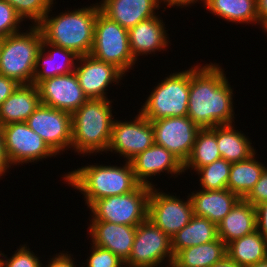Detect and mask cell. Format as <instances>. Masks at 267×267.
Wrapping results in <instances>:
<instances>
[{"mask_svg":"<svg viewBox=\"0 0 267 267\" xmlns=\"http://www.w3.org/2000/svg\"><path fill=\"white\" fill-rule=\"evenodd\" d=\"M11 165L6 154L4 139H3V132L2 126L0 125V179L2 176L6 175L8 169L10 170Z\"/></svg>","mask_w":267,"mask_h":267,"instance_id":"cell-41","label":"cell"},{"mask_svg":"<svg viewBox=\"0 0 267 267\" xmlns=\"http://www.w3.org/2000/svg\"><path fill=\"white\" fill-rule=\"evenodd\" d=\"M186 197L187 200H184L180 196L160 191V188L151 187L147 218L172 238L194 216L191 197L189 194Z\"/></svg>","mask_w":267,"mask_h":267,"instance_id":"cell-10","label":"cell"},{"mask_svg":"<svg viewBox=\"0 0 267 267\" xmlns=\"http://www.w3.org/2000/svg\"><path fill=\"white\" fill-rule=\"evenodd\" d=\"M111 99H88L72 113L71 149L78 155L106 153L114 116Z\"/></svg>","mask_w":267,"mask_h":267,"instance_id":"cell-4","label":"cell"},{"mask_svg":"<svg viewBox=\"0 0 267 267\" xmlns=\"http://www.w3.org/2000/svg\"><path fill=\"white\" fill-rule=\"evenodd\" d=\"M90 54L98 60L115 65L125 75L134 69L137 62L130 51L128 29L112 21L101 11L96 18L94 44Z\"/></svg>","mask_w":267,"mask_h":267,"instance_id":"cell-8","label":"cell"},{"mask_svg":"<svg viewBox=\"0 0 267 267\" xmlns=\"http://www.w3.org/2000/svg\"><path fill=\"white\" fill-rule=\"evenodd\" d=\"M256 156L255 153L246 160L231 164L227 189L240 199H244L250 193L267 166L258 161Z\"/></svg>","mask_w":267,"mask_h":267,"instance_id":"cell-28","label":"cell"},{"mask_svg":"<svg viewBox=\"0 0 267 267\" xmlns=\"http://www.w3.org/2000/svg\"><path fill=\"white\" fill-rule=\"evenodd\" d=\"M0 251V267H42L40 257L31 251L29 245L20 244L19 248L8 258V255ZM2 257V258H1ZM4 257V258H3Z\"/></svg>","mask_w":267,"mask_h":267,"instance_id":"cell-34","label":"cell"},{"mask_svg":"<svg viewBox=\"0 0 267 267\" xmlns=\"http://www.w3.org/2000/svg\"><path fill=\"white\" fill-rule=\"evenodd\" d=\"M150 191L151 187L140 184L130 193L98 199L88 208L89 219L138 226L147 219Z\"/></svg>","mask_w":267,"mask_h":267,"instance_id":"cell-7","label":"cell"},{"mask_svg":"<svg viewBox=\"0 0 267 267\" xmlns=\"http://www.w3.org/2000/svg\"><path fill=\"white\" fill-rule=\"evenodd\" d=\"M227 255V245L218 237L211 242L192 246L174 255L173 267H210Z\"/></svg>","mask_w":267,"mask_h":267,"instance_id":"cell-26","label":"cell"},{"mask_svg":"<svg viewBox=\"0 0 267 267\" xmlns=\"http://www.w3.org/2000/svg\"><path fill=\"white\" fill-rule=\"evenodd\" d=\"M37 88L41 104L71 114L88 100L75 72L41 81Z\"/></svg>","mask_w":267,"mask_h":267,"instance_id":"cell-16","label":"cell"},{"mask_svg":"<svg viewBox=\"0 0 267 267\" xmlns=\"http://www.w3.org/2000/svg\"><path fill=\"white\" fill-rule=\"evenodd\" d=\"M210 267H240L228 255H226L220 262L214 263Z\"/></svg>","mask_w":267,"mask_h":267,"instance_id":"cell-44","label":"cell"},{"mask_svg":"<svg viewBox=\"0 0 267 267\" xmlns=\"http://www.w3.org/2000/svg\"><path fill=\"white\" fill-rule=\"evenodd\" d=\"M262 30L264 29L263 32L267 33V21H265L262 25H261Z\"/></svg>","mask_w":267,"mask_h":267,"instance_id":"cell-46","label":"cell"},{"mask_svg":"<svg viewBox=\"0 0 267 267\" xmlns=\"http://www.w3.org/2000/svg\"><path fill=\"white\" fill-rule=\"evenodd\" d=\"M78 58L74 51L42 40L41 49L36 57L32 84L37 86L46 79L74 72Z\"/></svg>","mask_w":267,"mask_h":267,"instance_id":"cell-21","label":"cell"},{"mask_svg":"<svg viewBox=\"0 0 267 267\" xmlns=\"http://www.w3.org/2000/svg\"><path fill=\"white\" fill-rule=\"evenodd\" d=\"M256 11L258 17V25L267 21V0H256Z\"/></svg>","mask_w":267,"mask_h":267,"instance_id":"cell-43","label":"cell"},{"mask_svg":"<svg viewBox=\"0 0 267 267\" xmlns=\"http://www.w3.org/2000/svg\"><path fill=\"white\" fill-rule=\"evenodd\" d=\"M154 144L153 126L139 111L133 121L114 119L111 140L106 154L111 152L131 161Z\"/></svg>","mask_w":267,"mask_h":267,"instance_id":"cell-13","label":"cell"},{"mask_svg":"<svg viewBox=\"0 0 267 267\" xmlns=\"http://www.w3.org/2000/svg\"><path fill=\"white\" fill-rule=\"evenodd\" d=\"M130 162L136 180L149 187H157L149 180H152L154 176L162 175L160 173L171 174V177L173 175L178 177L184 173L182 162L163 146L155 143L139 153Z\"/></svg>","mask_w":267,"mask_h":267,"instance_id":"cell-17","label":"cell"},{"mask_svg":"<svg viewBox=\"0 0 267 267\" xmlns=\"http://www.w3.org/2000/svg\"><path fill=\"white\" fill-rule=\"evenodd\" d=\"M244 199L253 206H257L261 202L267 200V167L253 189Z\"/></svg>","mask_w":267,"mask_h":267,"instance_id":"cell-37","label":"cell"},{"mask_svg":"<svg viewBox=\"0 0 267 267\" xmlns=\"http://www.w3.org/2000/svg\"><path fill=\"white\" fill-rule=\"evenodd\" d=\"M217 228L218 237L226 245L255 232L257 230L256 207L245 199H239Z\"/></svg>","mask_w":267,"mask_h":267,"instance_id":"cell-23","label":"cell"},{"mask_svg":"<svg viewBox=\"0 0 267 267\" xmlns=\"http://www.w3.org/2000/svg\"><path fill=\"white\" fill-rule=\"evenodd\" d=\"M101 12L126 29L141 21L157 16L161 0H101Z\"/></svg>","mask_w":267,"mask_h":267,"instance_id":"cell-20","label":"cell"},{"mask_svg":"<svg viewBox=\"0 0 267 267\" xmlns=\"http://www.w3.org/2000/svg\"><path fill=\"white\" fill-rule=\"evenodd\" d=\"M30 25L25 32L1 39L0 75L12 78L19 84H32L37 53L42 46L40 28Z\"/></svg>","mask_w":267,"mask_h":267,"instance_id":"cell-5","label":"cell"},{"mask_svg":"<svg viewBox=\"0 0 267 267\" xmlns=\"http://www.w3.org/2000/svg\"><path fill=\"white\" fill-rule=\"evenodd\" d=\"M91 251L81 267H125V262L110 250L91 244ZM86 265V266H85Z\"/></svg>","mask_w":267,"mask_h":267,"instance_id":"cell-36","label":"cell"},{"mask_svg":"<svg viewBox=\"0 0 267 267\" xmlns=\"http://www.w3.org/2000/svg\"><path fill=\"white\" fill-rule=\"evenodd\" d=\"M26 123L56 155L71 149V113L40 104Z\"/></svg>","mask_w":267,"mask_h":267,"instance_id":"cell-12","label":"cell"},{"mask_svg":"<svg viewBox=\"0 0 267 267\" xmlns=\"http://www.w3.org/2000/svg\"><path fill=\"white\" fill-rule=\"evenodd\" d=\"M204 6L227 22L258 25L256 0H206Z\"/></svg>","mask_w":267,"mask_h":267,"instance_id":"cell-29","label":"cell"},{"mask_svg":"<svg viewBox=\"0 0 267 267\" xmlns=\"http://www.w3.org/2000/svg\"><path fill=\"white\" fill-rule=\"evenodd\" d=\"M173 259L172 240L168 235L148 218L136 226L132 251L125 267H164L166 263L165 267H168L172 266Z\"/></svg>","mask_w":267,"mask_h":267,"instance_id":"cell-9","label":"cell"},{"mask_svg":"<svg viewBox=\"0 0 267 267\" xmlns=\"http://www.w3.org/2000/svg\"><path fill=\"white\" fill-rule=\"evenodd\" d=\"M40 104L37 86L34 84H20L0 105V125L26 122Z\"/></svg>","mask_w":267,"mask_h":267,"instance_id":"cell-24","label":"cell"},{"mask_svg":"<svg viewBox=\"0 0 267 267\" xmlns=\"http://www.w3.org/2000/svg\"><path fill=\"white\" fill-rule=\"evenodd\" d=\"M255 207L257 231L267 240V200Z\"/></svg>","mask_w":267,"mask_h":267,"instance_id":"cell-39","label":"cell"},{"mask_svg":"<svg viewBox=\"0 0 267 267\" xmlns=\"http://www.w3.org/2000/svg\"><path fill=\"white\" fill-rule=\"evenodd\" d=\"M74 72L88 99H109L107 91L112 83L119 85L125 79V74L115 65L98 60L91 54L79 56Z\"/></svg>","mask_w":267,"mask_h":267,"instance_id":"cell-15","label":"cell"},{"mask_svg":"<svg viewBox=\"0 0 267 267\" xmlns=\"http://www.w3.org/2000/svg\"><path fill=\"white\" fill-rule=\"evenodd\" d=\"M217 144V126L200 129L196 135L191 154L183 164L184 174L190 168L196 172L199 168L221 159Z\"/></svg>","mask_w":267,"mask_h":267,"instance_id":"cell-31","label":"cell"},{"mask_svg":"<svg viewBox=\"0 0 267 267\" xmlns=\"http://www.w3.org/2000/svg\"><path fill=\"white\" fill-rule=\"evenodd\" d=\"M51 9L37 24L43 40L74 51L78 56L90 54L94 44L95 23L100 5L98 2L78 9H65L49 16Z\"/></svg>","mask_w":267,"mask_h":267,"instance_id":"cell-2","label":"cell"},{"mask_svg":"<svg viewBox=\"0 0 267 267\" xmlns=\"http://www.w3.org/2000/svg\"><path fill=\"white\" fill-rule=\"evenodd\" d=\"M235 127V124L217 126L218 150L231 163L246 160L257 152L251 139Z\"/></svg>","mask_w":267,"mask_h":267,"instance_id":"cell-25","label":"cell"},{"mask_svg":"<svg viewBox=\"0 0 267 267\" xmlns=\"http://www.w3.org/2000/svg\"><path fill=\"white\" fill-rule=\"evenodd\" d=\"M224 72L216 62L190 67L187 116L200 129L234 124V90Z\"/></svg>","mask_w":267,"mask_h":267,"instance_id":"cell-1","label":"cell"},{"mask_svg":"<svg viewBox=\"0 0 267 267\" xmlns=\"http://www.w3.org/2000/svg\"><path fill=\"white\" fill-rule=\"evenodd\" d=\"M22 22L15 9L5 0H0V39L22 31Z\"/></svg>","mask_w":267,"mask_h":267,"instance_id":"cell-35","label":"cell"},{"mask_svg":"<svg viewBox=\"0 0 267 267\" xmlns=\"http://www.w3.org/2000/svg\"><path fill=\"white\" fill-rule=\"evenodd\" d=\"M6 154L11 166L35 163L56 154L26 122L2 126ZM41 159V160H40Z\"/></svg>","mask_w":267,"mask_h":267,"instance_id":"cell-11","label":"cell"},{"mask_svg":"<svg viewBox=\"0 0 267 267\" xmlns=\"http://www.w3.org/2000/svg\"><path fill=\"white\" fill-rule=\"evenodd\" d=\"M89 225L87 232L91 236L92 244L110 250L124 262L128 260L133 247L136 226L106 221H90Z\"/></svg>","mask_w":267,"mask_h":267,"instance_id":"cell-18","label":"cell"},{"mask_svg":"<svg viewBox=\"0 0 267 267\" xmlns=\"http://www.w3.org/2000/svg\"><path fill=\"white\" fill-rule=\"evenodd\" d=\"M218 238L217 225L207 218L193 216L172 238L173 255L182 249L205 244Z\"/></svg>","mask_w":267,"mask_h":267,"instance_id":"cell-27","label":"cell"},{"mask_svg":"<svg viewBox=\"0 0 267 267\" xmlns=\"http://www.w3.org/2000/svg\"><path fill=\"white\" fill-rule=\"evenodd\" d=\"M194 215L218 225L240 199L229 189L202 190L189 193Z\"/></svg>","mask_w":267,"mask_h":267,"instance_id":"cell-22","label":"cell"},{"mask_svg":"<svg viewBox=\"0 0 267 267\" xmlns=\"http://www.w3.org/2000/svg\"><path fill=\"white\" fill-rule=\"evenodd\" d=\"M151 123L154 143L163 146L184 164L200 128L188 116L163 118Z\"/></svg>","mask_w":267,"mask_h":267,"instance_id":"cell-14","label":"cell"},{"mask_svg":"<svg viewBox=\"0 0 267 267\" xmlns=\"http://www.w3.org/2000/svg\"><path fill=\"white\" fill-rule=\"evenodd\" d=\"M247 267H267V258L265 260L259 261L254 265H250Z\"/></svg>","mask_w":267,"mask_h":267,"instance_id":"cell-45","label":"cell"},{"mask_svg":"<svg viewBox=\"0 0 267 267\" xmlns=\"http://www.w3.org/2000/svg\"><path fill=\"white\" fill-rule=\"evenodd\" d=\"M66 252V253H65ZM69 251H61L58 254H54L50 260H47L48 264L42 267H77V262H74L73 254H69ZM68 253V254H67Z\"/></svg>","mask_w":267,"mask_h":267,"instance_id":"cell-38","label":"cell"},{"mask_svg":"<svg viewBox=\"0 0 267 267\" xmlns=\"http://www.w3.org/2000/svg\"><path fill=\"white\" fill-rule=\"evenodd\" d=\"M164 23L161 16L157 15L128 29L129 47L136 61L140 56L165 51L169 46L171 42Z\"/></svg>","mask_w":267,"mask_h":267,"instance_id":"cell-19","label":"cell"},{"mask_svg":"<svg viewBox=\"0 0 267 267\" xmlns=\"http://www.w3.org/2000/svg\"><path fill=\"white\" fill-rule=\"evenodd\" d=\"M227 255L240 267L254 265L267 258V240L256 230L230 242Z\"/></svg>","mask_w":267,"mask_h":267,"instance_id":"cell-30","label":"cell"},{"mask_svg":"<svg viewBox=\"0 0 267 267\" xmlns=\"http://www.w3.org/2000/svg\"><path fill=\"white\" fill-rule=\"evenodd\" d=\"M20 84L9 77L0 75V105L17 89Z\"/></svg>","mask_w":267,"mask_h":267,"instance_id":"cell-40","label":"cell"},{"mask_svg":"<svg viewBox=\"0 0 267 267\" xmlns=\"http://www.w3.org/2000/svg\"><path fill=\"white\" fill-rule=\"evenodd\" d=\"M190 68L171 72L152 88L145 103L138 109L148 120L185 117L188 114Z\"/></svg>","mask_w":267,"mask_h":267,"instance_id":"cell-6","label":"cell"},{"mask_svg":"<svg viewBox=\"0 0 267 267\" xmlns=\"http://www.w3.org/2000/svg\"><path fill=\"white\" fill-rule=\"evenodd\" d=\"M201 2L200 3H202L203 2V6H204V4H205V1L206 0H200ZM161 2H162V5L164 4L165 5V7H163L164 9H163V12L165 11V9H166V7L167 8H171V7H181V8H184V7H190V5L191 6H193L195 3H199V0H161ZM193 4V5H192Z\"/></svg>","mask_w":267,"mask_h":267,"instance_id":"cell-42","label":"cell"},{"mask_svg":"<svg viewBox=\"0 0 267 267\" xmlns=\"http://www.w3.org/2000/svg\"><path fill=\"white\" fill-rule=\"evenodd\" d=\"M124 165L94 163L84 165L65 173L62 177L68 186L84 196L89 208L96 200L110 196L124 195L134 191L140 183L136 180L131 162Z\"/></svg>","mask_w":267,"mask_h":267,"instance_id":"cell-3","label":"cell"},{"mask_svg":"<svg viewBox=\"0 0 267 267\" xmlns=\"http://www.w3.org/2000/svg\"><path fill=\"white\" fill-rule=\"evenodd\" d=\"M231 162L221 158L196 171L199 175V188L202 190L226 189L229 180Z\"/></svg>","mask_w":267,"mask_h":267,"instance_id":"cell-32","label":"cell"},{"mask_svg":"<svg viewBox=\"0 0 267 267\" xmlns=\"http://www.w3.org/2000/svg\"><path fill=\"white\" fill-rule=\"evenodd\" d=\"M22 18L23 21L28 19L33 25H37L47 14L53 5L57 4L56 0H5ZM55 1V4H54ZM27 19V20H26Z\"/></svg>","mask_w":267,"mask_h":267,"instance_id":"cell-33","label":"cell"}]
</instances>
